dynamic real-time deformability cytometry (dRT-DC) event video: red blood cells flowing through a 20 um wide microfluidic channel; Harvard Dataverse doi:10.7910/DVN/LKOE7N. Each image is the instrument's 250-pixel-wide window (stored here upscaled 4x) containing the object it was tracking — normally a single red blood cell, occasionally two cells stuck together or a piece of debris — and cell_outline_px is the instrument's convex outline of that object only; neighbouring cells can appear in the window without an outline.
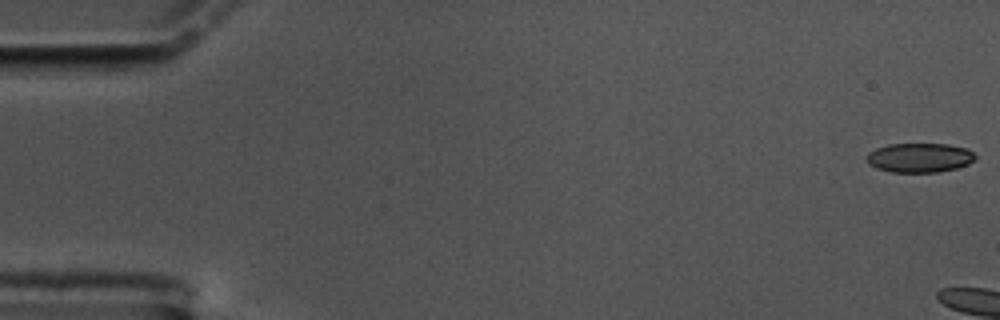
{"species": "common noctule bat (a hibernating species)", "species_latin": "Nyctalus noctula", "temperature_condition": "cold", "stored_images_in_passage": 5, "camera_frame_rate_fps": 3000, "um_per_image_px": 0.085, "animal": {"sex": "male", "body_mass_g": 17.5, "forearm_length_mm": 52.3}, "frame": {"image": 1, "passage_image": 1, "time_ms": 0.0, "image_size_px": [1000, 320], "cell_outline_px": [[976, 160], [968, 164], [956, 168], [936, 172], [892, 172], [876, 168], [868, 164], [868, 152], [876, 148], [888, 144], [948, 144], [968, 148], [976, 156]], "centroid_in_image_um": [78.18, 13.4], "position_along_channel_um": 6.8, "area_um2": 18.61}}